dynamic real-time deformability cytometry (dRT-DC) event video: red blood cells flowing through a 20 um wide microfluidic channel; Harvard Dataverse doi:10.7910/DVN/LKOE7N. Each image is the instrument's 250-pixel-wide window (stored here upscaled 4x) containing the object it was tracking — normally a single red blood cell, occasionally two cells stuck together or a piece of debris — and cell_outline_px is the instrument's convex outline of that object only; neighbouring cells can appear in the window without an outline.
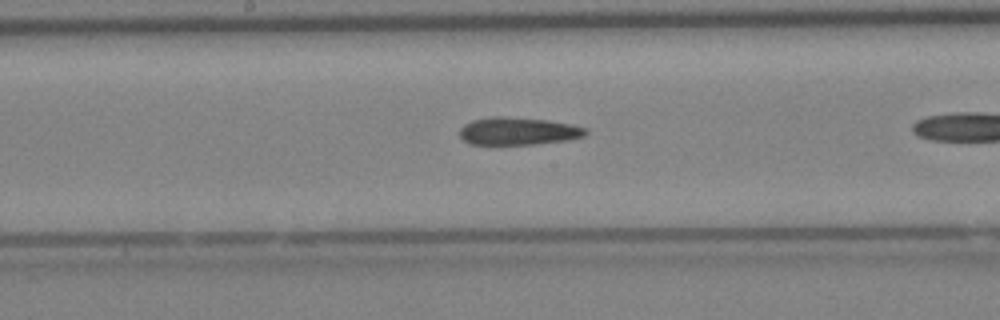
{"species": "Egyptian fruit bat (a non-hibernating species)", "species_latin": "Rousettus aegyptiacus", "temperature_condition": "cold", "stored_images_in_passage": 21, "camera_frame_rate_fps": 3000, "um_per_image_px": 0.085, "animal": {"sex": "female"}, "frame": {"image": 1, "passage_image": 10, "time_ms": 3.0, "image_size_px": [1000, 320], "cell_outline_px": [[588, 132], [584, 136], [568, 140], [532, 144], [472, 144], [464, 140], [460, 136], [460, 128], [464, 124], [472, 120], [492, 116], [504, 116], [548, 120], [572, 124], [588, 128]], "centroid_in_image_um": [44.07, 11.13], "position_along_channel_um": 204.1, "area_um2": 20.35}}
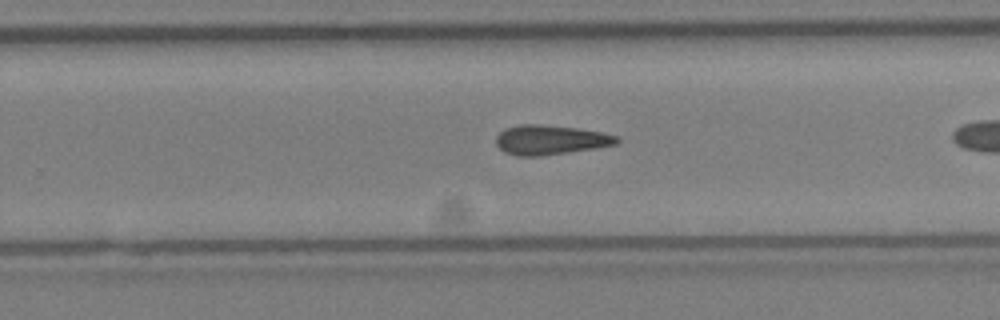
{"frame": {"image": 2, "passage_image": 15, "time_ms": 4.667, "image_size_px": [1000, 320], "cell_outline_px": [[620, 140], [616, 144], [596, 148], [540, 156], [516, 156], [504, 152], [496, 144], [496, 136], [504, 128], [520, 124], [540, 124], [576, 128], [600, 132], [620, 136]], "centroid_in_image_um": [46.76, 11.89], "position_along_channel_um": 283.0, "area_um2": 20.87}}
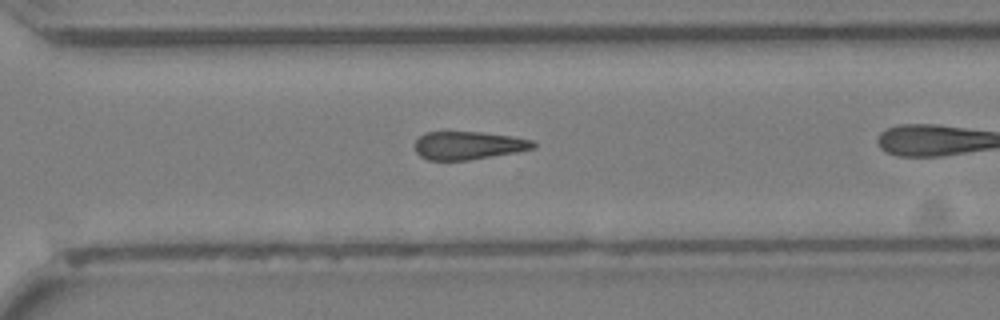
{"frame": {"image": 3, "passage_image": 18, "time_ms": 5.667, "image_size_px": [1000, 320], "cell_outline_px": [[536, 148], [516, 152], [472, 160], [428, 160], [420, 156], [416, 152], [416, 140], [424, 132], [480, 132], [512, 136], [536, 140]], "centroid_in_image_um": [39.86, 12.36], "position_along_channel_um": 330.7, "area_um2": 19.54}}